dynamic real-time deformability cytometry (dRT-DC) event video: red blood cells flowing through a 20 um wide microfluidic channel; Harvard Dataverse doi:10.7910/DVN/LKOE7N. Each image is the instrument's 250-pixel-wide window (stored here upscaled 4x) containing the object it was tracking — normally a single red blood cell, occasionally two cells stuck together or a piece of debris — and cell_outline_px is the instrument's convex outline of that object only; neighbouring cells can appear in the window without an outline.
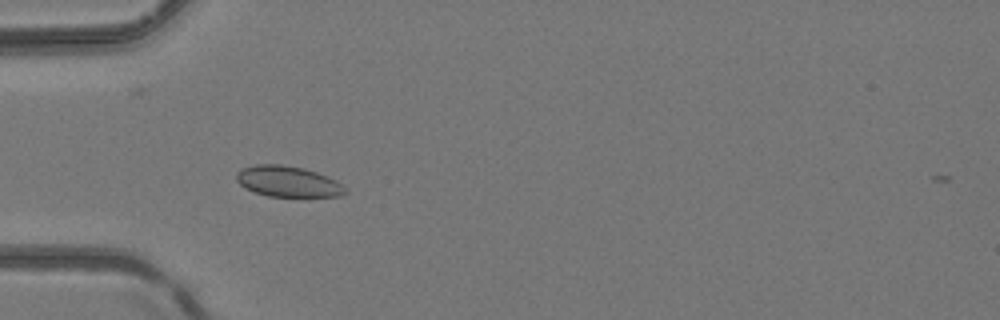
{"species": "common noctule bat (a hibernating species)", "species_latin": "Nyctalus noctula", "temperature_condition": "room temperature", "stored_images_in_passage": 5, "camera_frame_rate_fps": 3000, "um_per_image_px": 0.085, "animal": {"sex": "female", "body_mass_g": 24.6, "forearm_length_mm": 56.2}, "frame": {"image": 1, "passage_image": 4, "time_ms": 1.0, "image_size_px": [1000, 320], "cell_outline_px": [[348, 192], [340, 196], [268, 196], [256, 192], [240, 184], [236, 180], [236, 172], [240, 168], [256, 164], [280, 164], [304, 168], [316, 172], [336, 180], [348, 188]], "centroid_in_image_um": [24.49, 15.41], "position_along_channel_um": 60.5, "area_um2": 19.54}}
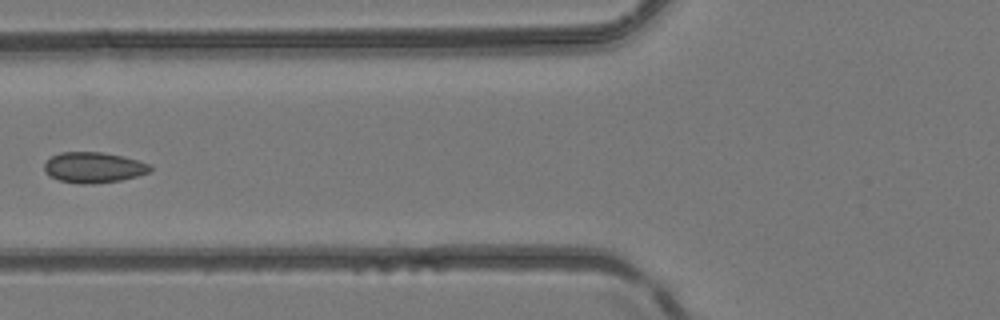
{"frame": {"image": 2, "passage_image": 5, "time_ms": 1.333, "image_size_px": [1000, 320], "cell_outline_px": [[152, 168], [148, 172], [136, 176], [120, 180], [92, 184], [80, 184], [60, 180], [48, 176], [44, 172], [44, 164], [52, 156], [60, 152], [104, 152], [124, 156], [152, 164]], "centroid_in_image_um": [7.95, 14.23], "position_along_channel_um": 117.8, "area_um2": 19.02}}